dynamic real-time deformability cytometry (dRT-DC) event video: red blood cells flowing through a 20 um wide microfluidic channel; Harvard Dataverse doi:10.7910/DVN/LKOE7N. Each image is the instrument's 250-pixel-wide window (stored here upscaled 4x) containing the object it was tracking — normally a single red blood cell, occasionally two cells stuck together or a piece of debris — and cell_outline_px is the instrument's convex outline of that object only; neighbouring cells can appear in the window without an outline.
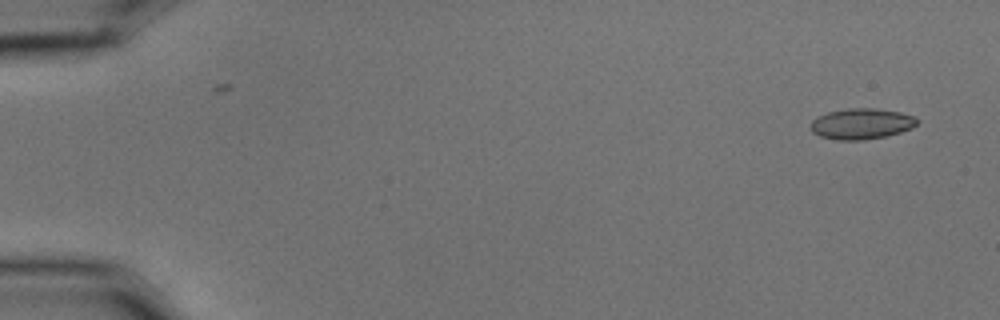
{"species": "common noctule bat (a hibernating species)", "species_latin": "Nyctalus noctula", "temperature_condition": "cold", "stored_images_in_passage": 2, "camera_frame_rate_fps": 3000, "um_per_image_px": 0.085, "animal": {"sex": "male", "body_mass_g": 15.6}, "frame": {"image": 1, "passage_image": 2, "time_ms": 0.333, "image_size_px": [1000, 320], "cell_outline_px": [[920, 120], [912, 128], [900, 132], [884, 136], [864, 140], [836, 140], [820, 136], [812, 132], [812, 120], [828, 112], [848, 108], [876, 108], [900, 112], [916, 116]], "centroid_in_image_um": [73.26, 10.52], "position_along_channel_um": 11.7, "area_um2": 19.07}}